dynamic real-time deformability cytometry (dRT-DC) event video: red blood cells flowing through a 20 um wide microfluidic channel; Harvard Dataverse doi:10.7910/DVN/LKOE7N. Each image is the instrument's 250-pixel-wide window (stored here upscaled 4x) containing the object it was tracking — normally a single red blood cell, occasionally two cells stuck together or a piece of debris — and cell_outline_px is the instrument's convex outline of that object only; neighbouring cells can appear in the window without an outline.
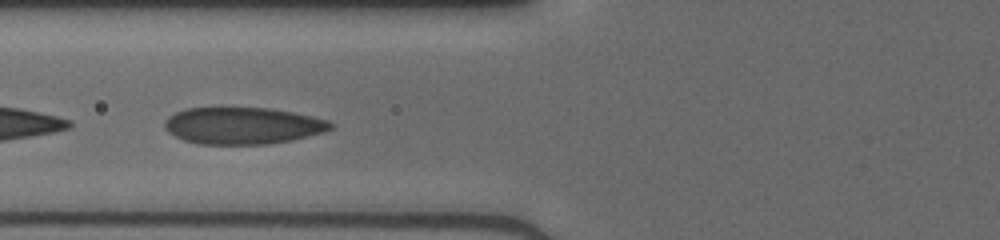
{"species": "human", "species_latin": "Homo sapiens", "temperature_condition": "cold", "stored_images_in_passage": 36, "camera_frame_rate_fps": 3000, "um_per_image_px": 0.085, "donor": {"sex": "male"}, "frame": {"image": 1, "passage_image": 7, "time_ms": 2.0, "image_size_px": [1000, 240], "cell_outline_px": [[332, 128], [324, 132], [292, 140], [268, 144], [196, 144], [184, 140], [168, 132], [164, 128], [164, 120], [168, 116], [184, 108], [220, 104], [268, 108], [292, 112], [312, 116], [328, 120], [332, 124]], "centroid_in_image_um": [20.55, 10.63], "position_along_channel_um": 105.3, "area_um2": 36.88}}
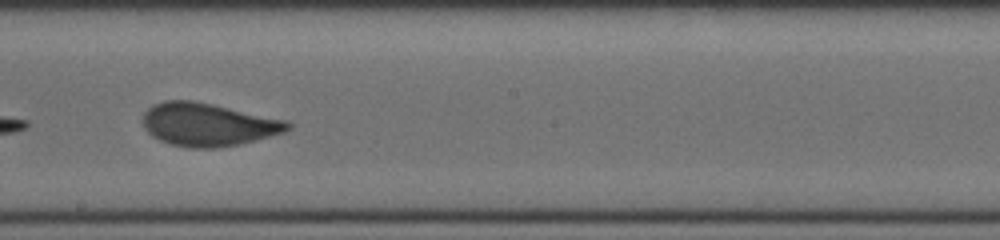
{"frame": {"image": 2, "passage_image": 16, "time_ms": 5.0, "image_size_px": [1000, 240], "cell_outline_px": [[292, 128], [284, 132], [256, 140], [240, 144], [216, 148], [188, 148], [172, 144], [160, 140], [152, 136], [144, 128], [144, 112], [152, 104], [164, 100], [192, 100], [212, 104], [288, 120], [292, 124]], "centroid_in_image_um": [17.7, 10.58], "position_along_channel_um": 230.5, "area_um2": 36.41}}
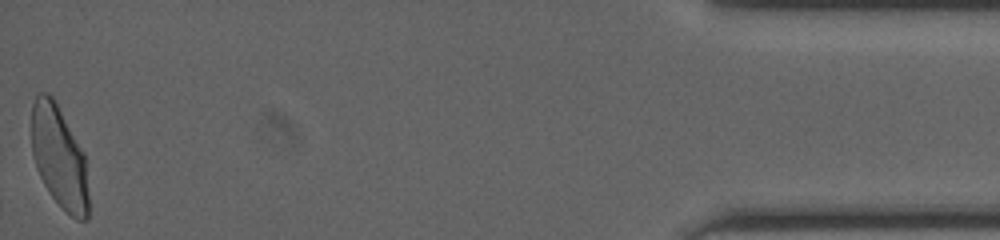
{"frame": {"image": 3, "passage_image": 36, "time_ms": 11.667, "image_size_px": [1000, 240], "cell_outline_px": [[88, 220], [76, 220], [52, 196], [44, 184], [36, 168], [32, 152], [32, 104], [36, 96], [40, 92], [48, 92], [52, 96], [84, 152], [88, 196]], "centroid_in_image_um": [5.02, 13.34], "position_along_channel_um": 430.2, "area_um2": 33.58}}